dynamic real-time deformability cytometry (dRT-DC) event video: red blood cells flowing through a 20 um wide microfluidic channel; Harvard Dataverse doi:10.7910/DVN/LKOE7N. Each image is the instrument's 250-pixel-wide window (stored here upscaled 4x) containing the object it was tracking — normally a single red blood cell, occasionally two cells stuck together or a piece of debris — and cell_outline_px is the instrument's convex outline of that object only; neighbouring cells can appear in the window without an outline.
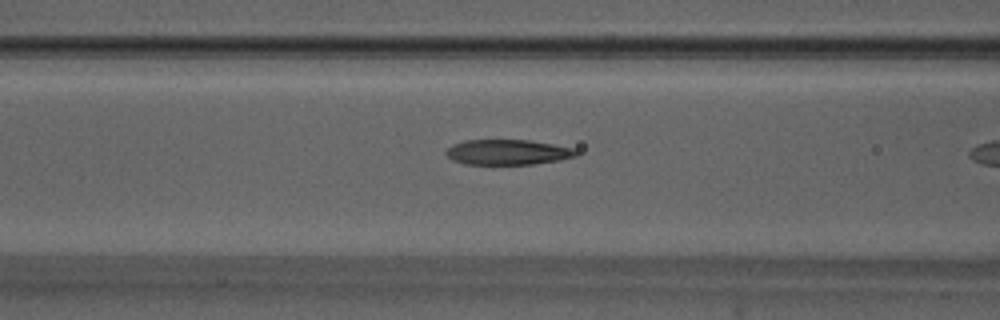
{"species": "Egyptian fruit bat (a non-hibernating species)", "species_latin": "Rousettus aegyptiacus", "temperature_condition": "warm", "stored_images_in_passage": 9, "camera_frame_rate_fps": 3000, "um_per_image_px": 0.085, "animal": {"sex": "male"}, "frame": {"image": 1, "passage_image": 8, "time_ms": 2.333, "image_size_px": [1000, 320], "cell_outline_px": [[580, 152], [576, 156], [560, 160], [532, 164], [464, 164], [452, 160], [444, 152], [452, 144], [464, 140], [532, 140], [572, 148]], "centroid_in_image_um": [43.14, 12.93], "position_along_channel_um": 123.5, "area_um2": 19.19}}